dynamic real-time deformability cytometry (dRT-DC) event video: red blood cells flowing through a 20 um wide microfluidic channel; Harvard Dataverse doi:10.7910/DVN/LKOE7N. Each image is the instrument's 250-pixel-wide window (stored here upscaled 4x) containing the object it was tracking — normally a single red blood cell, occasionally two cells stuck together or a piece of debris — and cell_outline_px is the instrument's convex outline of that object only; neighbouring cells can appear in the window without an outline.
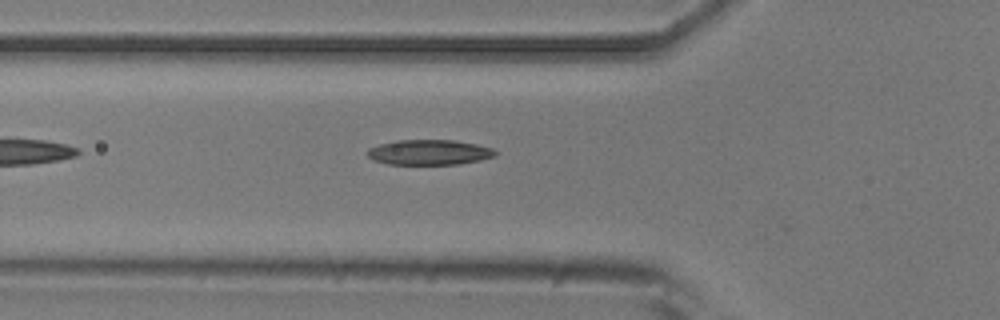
{"species": "common noctule bat (a hibernating species)", "species_latin": "Nyctalus noctula", "temperature_condition": "room temperature", "stored_images_in_passage": 4, "camera_frame_rate_fps": 3000, "um_per_image_px": 0.085, "animal": {"sex": "male", "body_mass_g": 20.5, "forearm_length_mm": 52.5}, "frame": {"image": 1, "passage_image": 4, "time_ms": 3.667, "image_size_px": [1000, 320], "cell_outline_px": [[496, 156], [480, 160], [460, 164], [388, 164], [372, 160], [368, 156], [368, 148], [380, 144], [396, 140], [456, 140], [476, 144], [492, 148], [496, 152]], "centroid_in_image_um": [36.48, 12.94], "position_along_channel_um": 89.3, "area_um2": 18.79}}